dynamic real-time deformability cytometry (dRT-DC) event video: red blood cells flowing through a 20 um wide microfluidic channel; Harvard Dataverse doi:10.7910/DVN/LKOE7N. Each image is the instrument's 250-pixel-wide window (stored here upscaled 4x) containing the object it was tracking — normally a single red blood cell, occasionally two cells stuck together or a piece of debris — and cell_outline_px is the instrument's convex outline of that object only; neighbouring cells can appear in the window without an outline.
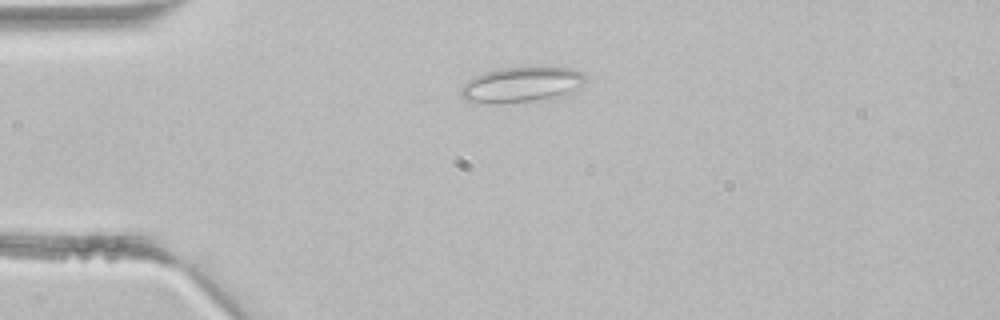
{"species": "common noctule bat (a hibernating species)", "species_latin": "Nyctalus noctula", "temperature_condition": "room temperature", "stored_images_in_passage": 4, "camera_frame_rate_fps": 3000, "um_per_image_px": 0.085, "animal": {"sex": "male", "body_mass_g": 21.5, "forearm_length_mm": 52.0}, "frame": {"image": 1, "passage_image": 4, "time_ms": 1.0, "image_size_px": [1000, 320], "cell_outline_px": [[584, 80], [580, 84], [568, 92], [552, 96], [532, 100], [464, 100], [460, 96], [460, 88], [468, 80], [484, 72], [500, 68], [572, 68], [584, 72]], "centroid_in_image_um": [44.29, 7.13], "position_along_channel_um": 40.7, "area_um2": 23.81}}